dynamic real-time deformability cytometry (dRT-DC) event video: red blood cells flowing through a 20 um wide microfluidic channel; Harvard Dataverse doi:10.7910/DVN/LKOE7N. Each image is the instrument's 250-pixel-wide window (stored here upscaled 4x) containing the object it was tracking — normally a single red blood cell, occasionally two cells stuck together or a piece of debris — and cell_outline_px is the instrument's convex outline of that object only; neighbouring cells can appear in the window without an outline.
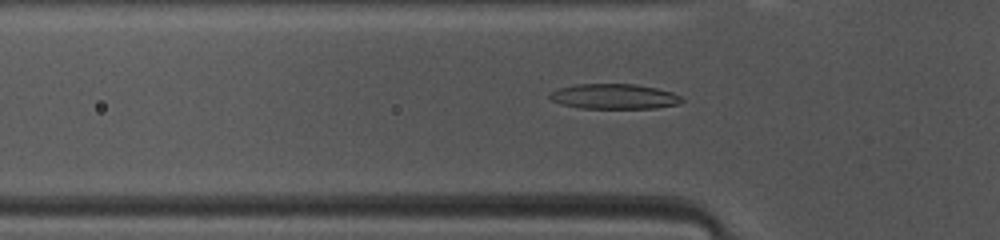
{"species": "common noctule bat (a hibernating species)", "species_latin": "Nyctalus noctula", "temperature_condition": "warm", "stored_images_in_passage": 45, "camera_frame_rate_fps": 3000, "um_per_image_px": 0.085, "animal": {"sex": "female", "body_mass_g": 10.0, "forearm_length_mm": 53.1}, "frame": {"image": 1, "passage_image": 12, "time_ms": 3.667, "image_size_px": [1000, 240], "cell_outline_px": [[684, 100], [680, 104], [656, 108], [580, 108], [560, 104], [552, 100], [548, 96], [556, 88], [576, 84], [636, 84], [656, 88], [672, 92], [680, 96]], "centroid_in_image_um": [52.2, 8.2], "position_along_channel_um": 73.6, "area_um2": 19.42}}
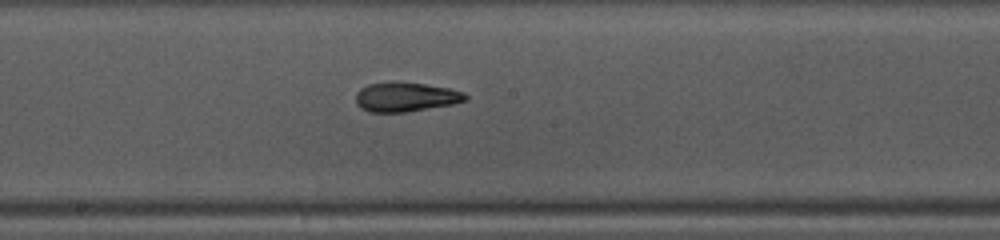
{"frame": {"image": 2, "passage_image": 22, "time_ms": 7.0, "image_size_px": [1000, 240], "cell_outline_px": [[468, 100], [452, 104], [408, 112], [368, 112], [360, 108], [356, 104], [356, 92], [360, 88], [368, 84], [388, 80], [396, 80], [424, 84], [448, 88], [464, 92], [468, 96]], "centroid_in_image_um": [34.44, 8.22], "position_along_channel_um": 213.8, "area_um2": 19.25}}
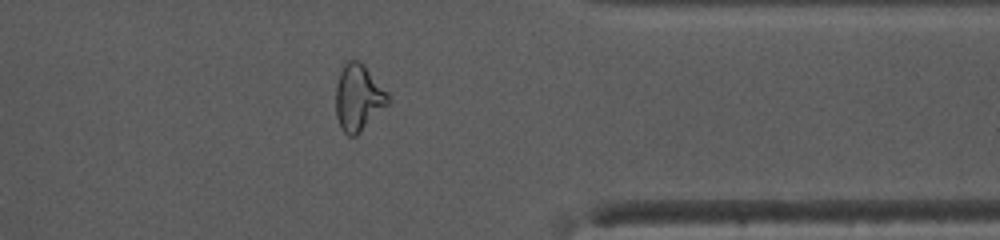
{"frame": {"image": 3, "passage_image": 35, "time_ms": 11.333, "image_size_px": [1000, 240], "cell_outline_px": [[388, 104], [356, 136], [348, 136], [340, 128], [336, 116], [336, 84], [340, 72], [344, 64], [348, 60], [360, 60], [364, 64], [388, 92]], "centroid_in_image_um": [30.44, 8.29], "position_along_channel_um": 381.0, "area_um2": 20.23}, "authors_computed_cell_mechanics": {"area_um2": 19.2474, "velocity_mm_per_s": 4.1699, "shape_relaxation_time_tau1_ms": 8.1886, "shape_relaxation_time_tau2_ms": 2.8923, "deformation_change_tau1": 0.248, "deformation_change_tau2": 0.1123}}